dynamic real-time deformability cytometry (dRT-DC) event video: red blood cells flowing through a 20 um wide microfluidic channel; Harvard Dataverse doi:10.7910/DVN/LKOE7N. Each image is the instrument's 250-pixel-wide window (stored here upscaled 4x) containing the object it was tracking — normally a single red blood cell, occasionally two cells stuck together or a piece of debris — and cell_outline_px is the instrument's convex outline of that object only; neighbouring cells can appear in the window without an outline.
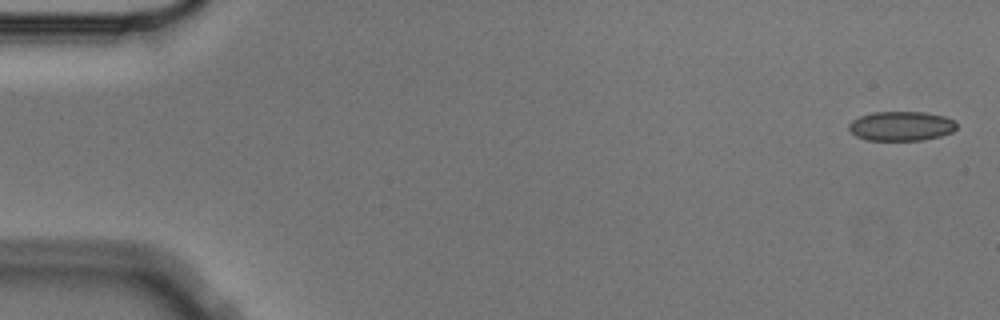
{"species": "Egyptian fruit bat (a non-hibernating species)", "species_latin": "Rousettus aegyptiacus", "temperature_condition": "cold", "stored_images_in_passage": 5, "camera_frame_rate_fps": 3000, "um_per_image_px": 0.085, "animal": {"sex": "male"}, "frame": {"image": 1, "passage_image": 1, "time_ms": 0.0, "image_size_px": [1000, 320], "cell_outline_px": [[956, 128], [952, 132], [940, 136], [924, 140], [868, 140], [856, 136], [848, 128], [848, 124], [852, 120], [860, 116], [872, 112], [924, 112], [944, 116], [956, 120]], "centroid_in_image_um": [76.61, 10.71], "position_along_channel_um": 8.4, "area_um2": 18.55}}
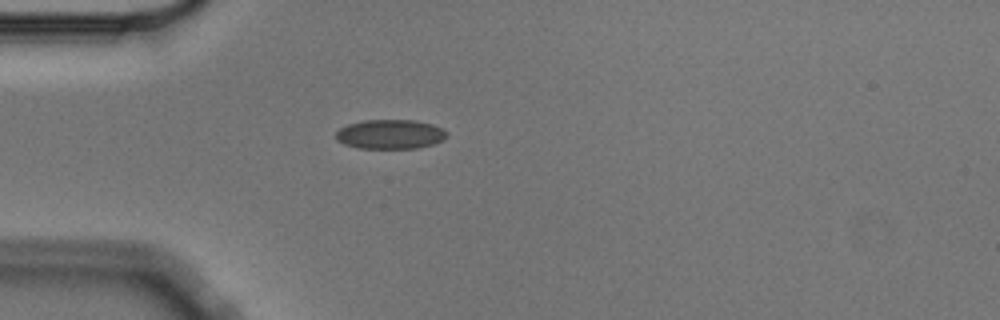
{"frame": {"image": 2, "passage_image": 5, "time_ms": 1.333, "image_size_px": [1000, 320], "cell_outline_px": [[448, 136], [432, 144], [416, 148], [360, 148], [344, 144], [336, 140], [336, 132], [340, 128], [348, 124], [364, 120], [416, 120], [432, 124], [444, 128], [448, 132]], "centroid_in_image_um": [33.18, 11.4], "position_along_channel_um": 51.8, "area_um2": 19.02}}